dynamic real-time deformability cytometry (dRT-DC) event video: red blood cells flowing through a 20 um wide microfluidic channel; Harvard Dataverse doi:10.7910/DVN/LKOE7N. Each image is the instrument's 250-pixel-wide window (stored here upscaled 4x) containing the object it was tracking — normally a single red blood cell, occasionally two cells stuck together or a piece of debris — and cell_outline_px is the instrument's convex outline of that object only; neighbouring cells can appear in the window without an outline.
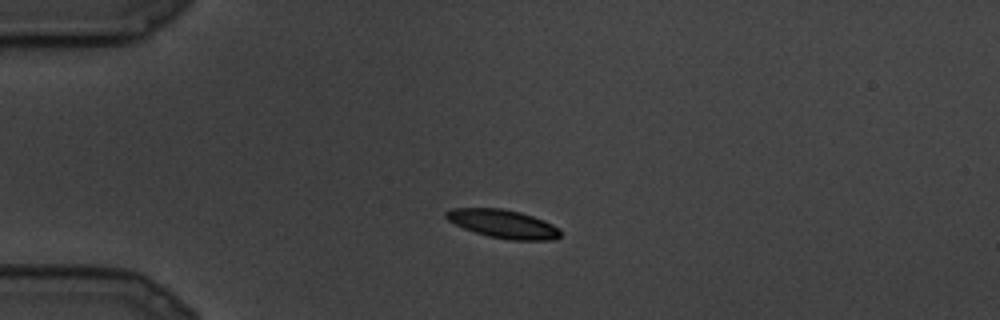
{"species": "common noctule bat (a hibernating species)", "species_latin": "Nyctalus noctula", "temperature_condition": "cold", "stored_images_in_passage": 12, "camera_frame_rate_fps": 3000, "um_per_image_px": 0.085, "animal": {"sex": "male", "body_mass_g": 19.5, "forearm_length_mm": 54.6}, "frame": {"image": 1, "passage_image": 1, "time_ms": 0.0, "image_size_px": [1000, 320], "cell_outline_px": [[560, 236], [556, 240], [508, 240], [488, 236], [464, 228], [448, 220], [444, 216], [444, 212], [452, 208], [500, 208], [520, 212], [544, 220], [560, 228]], "centroid_in_image_um": [42.78, 19.03], "position_along_channel_um": 42.2, "area_um2": 18.96}}
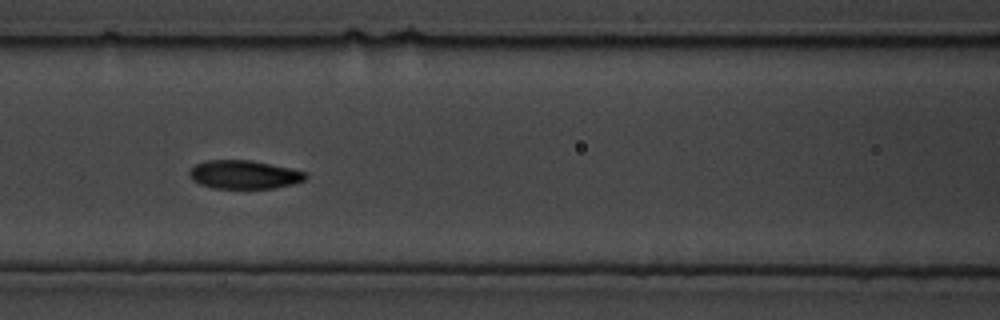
{"frame": {"image": 2, "passage_image": 6, "time_ms": 1.667, "image_size_px": [1000, 320], "cell_outline_px": [[308, 176], [304, 180], [292, 184], [272, 188], [212, 188], [200, 184], [192, 180], [188, 176], [188, 172], [196, 164], [208, 160], [252, 160], [288, 168], [304, 172]], "centroid_in_image_um": [20.7, 14.84], "position_along_channel_um": 145.9, "area_um2": 19.13}}
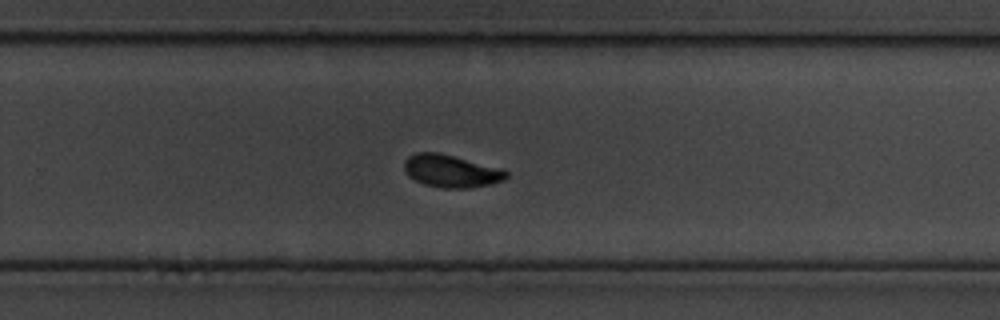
{"frame": {"image": 3, "passage_image": 12, "time_ms": 3.667, "image_size_px": [1000, 320], "cell_outline_px": [[508, 176], [504, 180], [492, 184], [468, 188], [440, 188], [424, 184], [408, 176], [404, 168], [404, 160], [408, 156], [416, 152], [440, 152], [504, 168], [508, 172]], "centroid_in_image_um": [38.37, 14.53], "position_along_channel_um": 291.4, "area_um2": 19.77}}